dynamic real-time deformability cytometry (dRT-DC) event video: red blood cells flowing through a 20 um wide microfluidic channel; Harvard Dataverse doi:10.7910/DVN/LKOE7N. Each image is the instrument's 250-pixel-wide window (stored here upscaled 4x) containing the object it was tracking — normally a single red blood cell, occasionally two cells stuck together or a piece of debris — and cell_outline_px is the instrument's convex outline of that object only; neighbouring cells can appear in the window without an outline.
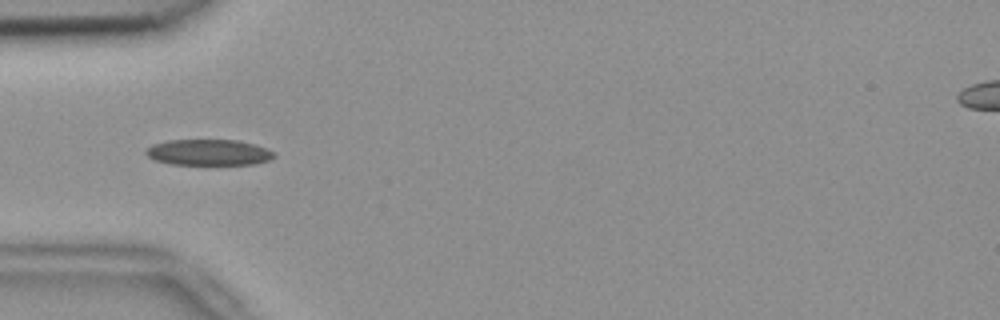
{"species": "common noctule bat (a hibernating species)", "species_latin": "Nyctalus noctula", "temperature_condition": "room temperature", "stored_images_in_passage": 43, "camera_frame_rate_fps": 3000, "um_per_image_px": 0.085, "animal": {"sex": "female", "body_mass_g": 18.4}, "frame": {"image": 1, "passage_image": 6, "time_ms": 1.667, "image_size_px": [1000, 320], "cell_outline_px": [[276, 156], [272, 160], [252, 164], [172, 164], [156, 160], [148, 156], [144, 152], [144, 148], [152, 144], [168, 140], [240, 140], [256, 144], [268, 148], [276, 152]], "centroid_in_image_um": [17.78, 12.94], "position_along_channel_um": 67.2, "area_um2": 19.65}}
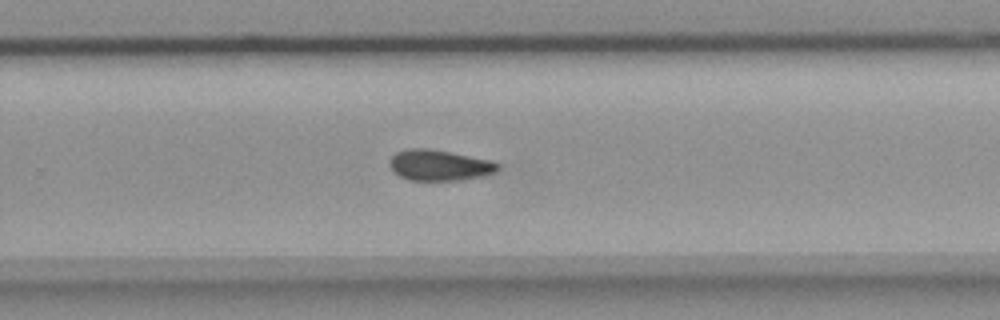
{"frame": {"image": 2, "passage_image": 24, "time_ms": 7.667, "image_size_px": [1000, 320], "cell_outline_px": [[500, 168], [496, 172], [484, 176], [460, 180], [408, 180], [392, 172], [388, 164], [388, 160], [396, 152], [408, 148], [428, 148], [496, 160], [500, 164]], "centroid_in_image_um": [37.37, 14.04], "position_along_channel_um": 292.4, "area_um2": 19.94}}
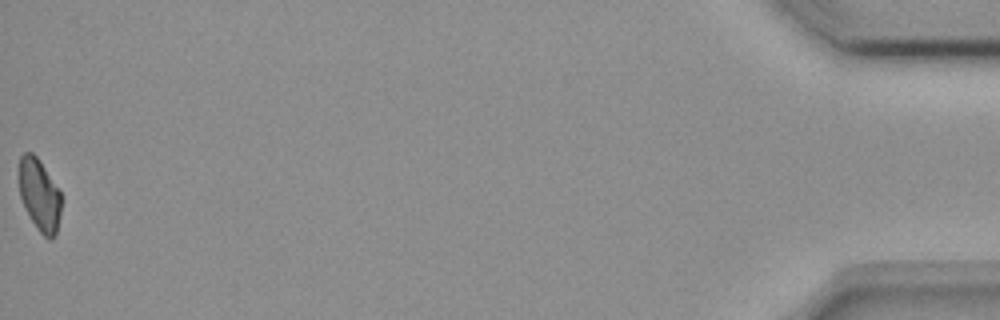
{"frame": {"image": 3, "passage_image": 43, "time_ms": 14.0, "image_size_px": [1000, 320], "cell_outline_px": [[60, 212], [56, 232], [52, 240], [48, 240], [36, 228], [20, 196], [20, 156], [24, 152], [32, 152], [40, 160], [60, 192]], "centroid_in_image_um": [3.36, 16.57], "position_along_channel_um": 431.8, "area_um2": 17.28}}